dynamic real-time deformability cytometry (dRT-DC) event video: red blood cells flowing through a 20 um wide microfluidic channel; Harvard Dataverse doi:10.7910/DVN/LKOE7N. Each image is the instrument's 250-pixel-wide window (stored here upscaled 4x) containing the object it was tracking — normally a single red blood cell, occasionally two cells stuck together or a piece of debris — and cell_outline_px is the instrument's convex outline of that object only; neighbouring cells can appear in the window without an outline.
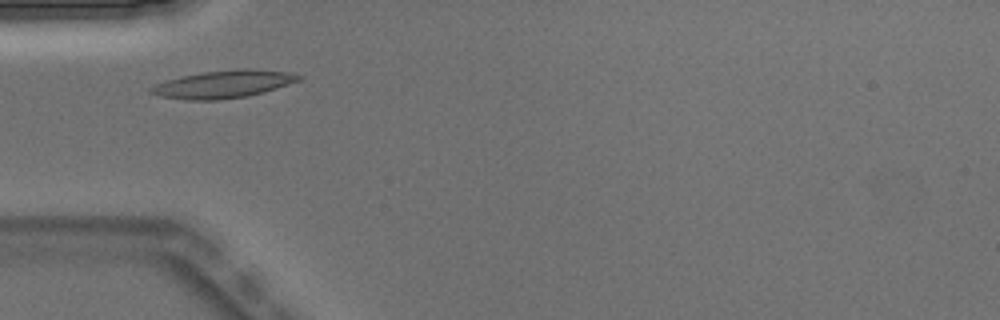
{"species": "Egyptian fruit bat (a non-hibernating species)", "species_latin": "Rousettus aegyptiacus", "temperature_condition": "warm", "stored_images_in_passage": 4, "camera_frame_rate_fps": 3000, "um_per_image_px": 0.085, "animal": {"sex": "male"}, "frame": {"image": 1, "passage_image": 2, "time_ms": 0.333, "image_size_px": [1000, 320], "cell_outline_px": [[304, 76], [300, 80], [264, 92], [248, 96], [220, 100], [184, 100], [160, 96], [148, 92], [148, 88], [156, 84], [180, 76], [204, 72], [284, 72]], "centroid_in_image_um": [18.85, 7.23], "position_along_channel_um": 66.1, "area_um2": 22.48}}